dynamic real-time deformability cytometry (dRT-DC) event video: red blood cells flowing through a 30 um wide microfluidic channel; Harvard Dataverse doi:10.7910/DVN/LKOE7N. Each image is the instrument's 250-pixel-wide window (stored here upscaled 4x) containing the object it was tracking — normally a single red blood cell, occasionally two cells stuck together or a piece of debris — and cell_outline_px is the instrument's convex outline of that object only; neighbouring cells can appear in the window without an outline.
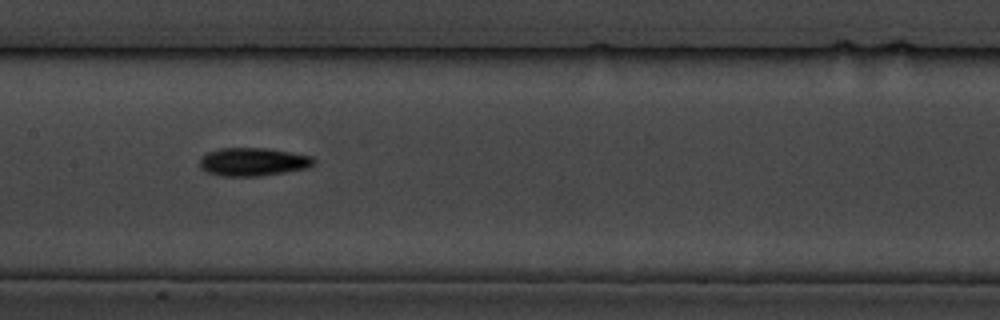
{"species": "common noctule bat (a hibernating species)", "species_latin": "Nyctalus noctula", "temperature_condition": "cold", "stored_images_in_passage": 10, "camera_frame_rate_fps": 3000, "um_per_image_px": 0.085, "animal": {"sex": "male", "body_mass_g": 19.5, "forearm_length_mm": 54.6}, "frame": {"image": 1, "passage_image": 9, "time_ms": 10.0, "image_size_px": [1000, 320], "cell_outline_px": [[316, 164], [308, 168], [284, 172], [256, 176], [220, 176], [208, 172], [200, 168], [200, 156], [208, 152], [220, 148], [268, 148], [312, 156], [316, 160]], "centroid_in_image_um": [21.52, 13.75], "position_along_channel_um": 185.9, "area_um2": 18.84}}
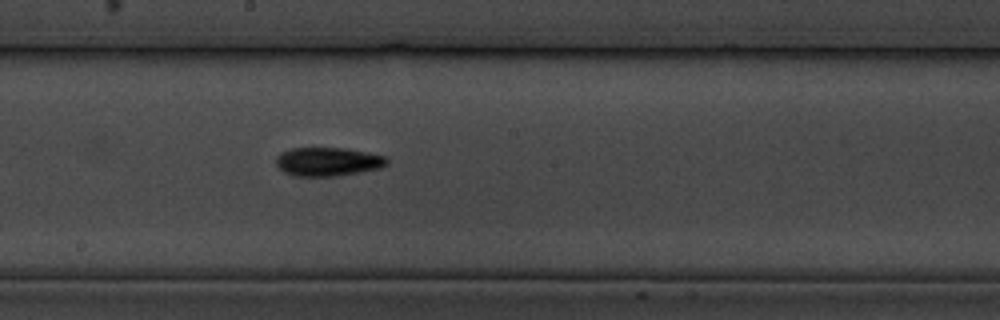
{"frame": {"image": 2, "passage_image": 10, "time_ms": 11.0, "image_size_px": [1000, 320], "cell_outline_px": [[388, 164], [380, 168], [360, 172], [336, 176], [296, 176], [284, 172], [276, 164], [276, 156], [280, 152], [292, 148], [348, 148], [388, 156]], "centroid_in_image_um": [27.9, 13.73], "position_along_channel_um": 220.3, "area_um2": 18.73}}